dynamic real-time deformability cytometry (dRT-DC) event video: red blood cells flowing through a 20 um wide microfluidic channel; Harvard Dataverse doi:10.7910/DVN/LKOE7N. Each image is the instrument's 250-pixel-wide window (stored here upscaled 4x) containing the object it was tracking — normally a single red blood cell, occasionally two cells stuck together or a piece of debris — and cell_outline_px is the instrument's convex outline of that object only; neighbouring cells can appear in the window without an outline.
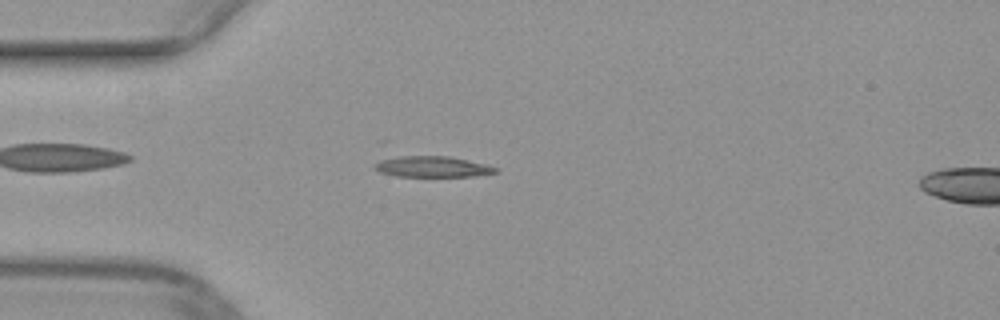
{"species": "common noctule bat (a hibernating species)", "species_latin": "Nyctalus noctula", "temperature_condition": "warm", "stored_images_in_passage": 44, "camera_frame_rate_fps": 3000, "um_per_image_px": 0.085, "animal": {"sex": "female", "body_mass_g": 29.2, "forearm_length_mm": 56.3}, "frame": {"image": 1, "passage_image": 7, "time_ms": 2.0, "image_size_px": [1000, 320], "cell_outline_px": [[500, 168], [496, 172], [472, 176], [396, 176], [380, 172], [376, 168], [376, 164], [380, 160], [388, 156], [448, 156], [488, 164]], "centroid_in_image_um": [36.77, 14.15], "position_along_channel_um": 48.2, "area_um2": 14.68}}
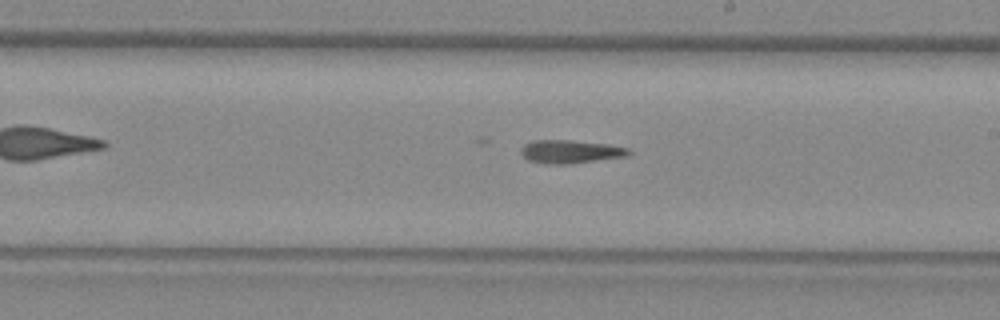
{"frame": {"image": 2, "passage_image": 22, "time_ms": 7.0, "image_size_px": [1000, 320], "cell_outline_px": [[632, 152], [628, 156], [568, 164], [544, 164], [528, 160], [520, 152], [520, 148], [524, 144], [532, 140], [568, 140], [608, 144], [628, 148]], "centroid_in_image_um": [48.46, 12.89], "position_along_channel_um": 240.5, "area_um2": 14.68}}
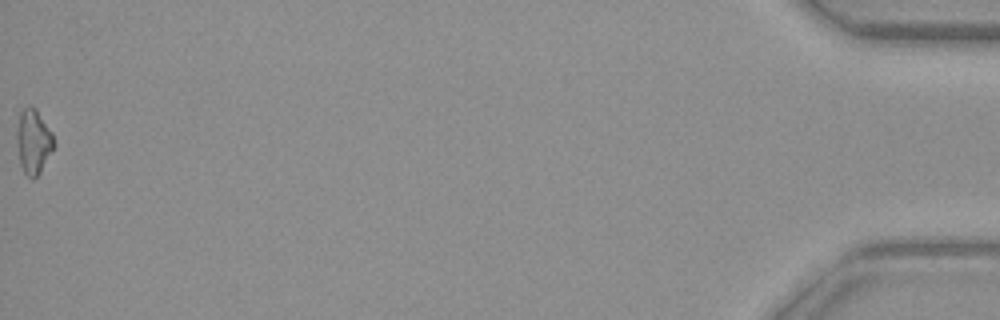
{"frame": {"image": 3, "passage_image": 44, "time_ms": 14.333, "image_size_px": [1000, 320], "cell_outline_px": [[56, 144], [40, 172], [32, 180], [24, 172], [20, 164], [16, 144], [16, 132], [20, 112], [28, 104], [36, 108], [52, 132]], "centroid_in_image_um": [2.83, 12.01], "position_along_channel_um": 432.4, "area_um2": 14.16}}